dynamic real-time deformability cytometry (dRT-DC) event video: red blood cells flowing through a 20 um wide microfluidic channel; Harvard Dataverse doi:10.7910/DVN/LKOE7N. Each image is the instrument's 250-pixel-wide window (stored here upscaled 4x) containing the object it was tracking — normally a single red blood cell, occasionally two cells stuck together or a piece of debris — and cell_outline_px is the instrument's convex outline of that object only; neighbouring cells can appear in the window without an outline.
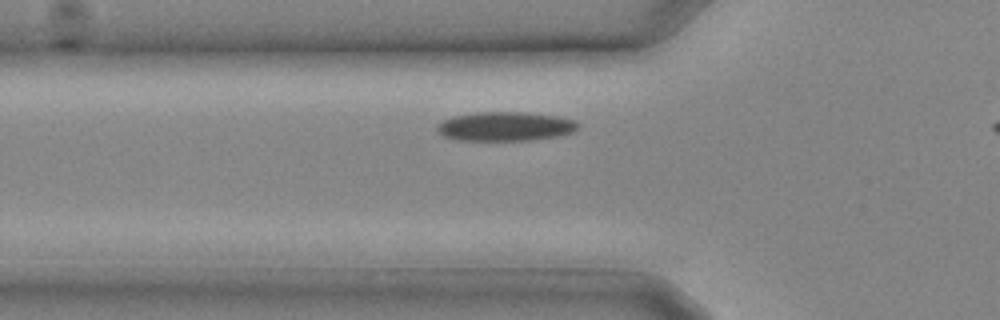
{"species": "common noctule bat (a hibernating species)", "species_latin": "Nyctalus noctula", "temperature_condition": "cold", "stored_images_in_passage": 17, "segment_of_instrument_passage": [1, 2], "camera_frame_rate_fps": 3000, "um_per_image_px": 0.085, "animal": {"sex": "male", "body_mass_g": 20.4}, "frame": {"image": 1, "passage_image": 5, "time_ms": 1.333, "image_size_px": [1000, 320], "cell_outline_px": [[580, 128], [572, 132], [560, 136], [532, 140], [456, 140], [444, 136], [436, 128], [436, 124], [452, 116], [476, 112], [524, 112], [556, 116], [576, 120], [580, 124]], "centroid_in_image_um": [42.98, 10.74], "position_along_channel_um": 82.8, "area_um2": 24.1}}
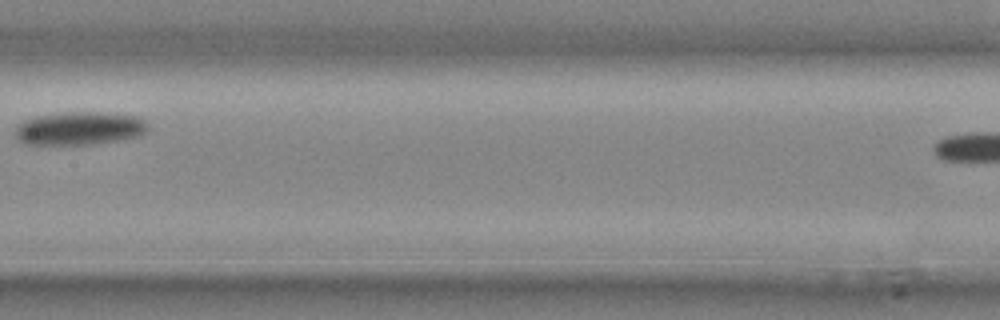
{"frame": {"image": 2, "passage_image": 10, "time_ms": 3.0, "image_size_px": [1000, 320], "cell_outline_px": [[148, 132], [144, 136], [120, 140], [92, 144], [24, 144], [16, 140], [16, 128], [24, 120], [36, 116], [60, 112], [108, 112], [140, 116], [148, 124]], "centroid_in_image_um": [6.83, 10.9], "position_along_channel_um": 200.6, "area_um2": 26.18}}
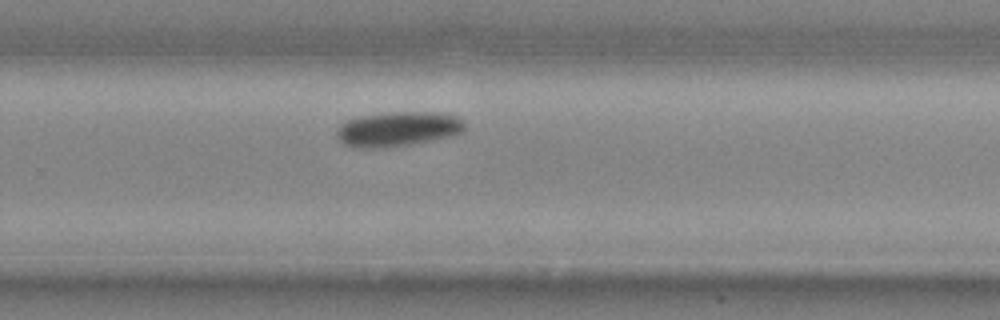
{"frame": {"image": 3, "passage_image": 14, "time_ms": 4.333, "image_size_px": [1000, 320], "cell_outline_px": [[464, 132], [452, 136], [408, 144], [384, 148], [352, 148], [344, 144], [336, 136], [336, 132], [348, 120], [360, 116], [388, 112], [432, 112], [456, 116], [464, 120]], "centroid_in_image_um": [33.83, 10.97], "position_along_channel_um": 296.0, "area_um2": 25.78}}